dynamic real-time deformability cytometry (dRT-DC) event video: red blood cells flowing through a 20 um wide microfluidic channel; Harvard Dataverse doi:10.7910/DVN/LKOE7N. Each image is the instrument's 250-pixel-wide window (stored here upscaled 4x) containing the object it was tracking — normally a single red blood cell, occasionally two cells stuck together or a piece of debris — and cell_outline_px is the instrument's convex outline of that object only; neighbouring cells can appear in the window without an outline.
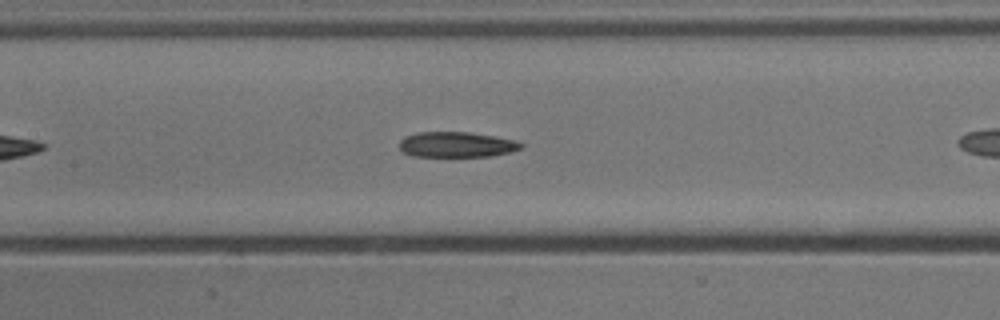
{"species": "common noctule bat (a hibernating species)", "species_latin": "Nyctalus noctula", "temperature_condition": "cold", "stored_images_in_passage": 30, "camera_frame_rate_fps": 3000, "um_per_image_px": 0.085, "animal": {"sex": "male", "body_mass_g": 13.3}, "frame": {"image": 1, "passage_image": 13, "time_ms": 4.0, "image_size_px": [1000, 320], "cell_outline_px": [[524, 148], [492, 156], [412, 156], [404, 152], [400, 148], [400, 140], [404, 136], [416, 132], [468, 132], [516, 140], [524, 144]], "centroid_in_image_um": [38.81, 12.28], "position_along_channel_um": 168.6, "area_um2": 17.98}}
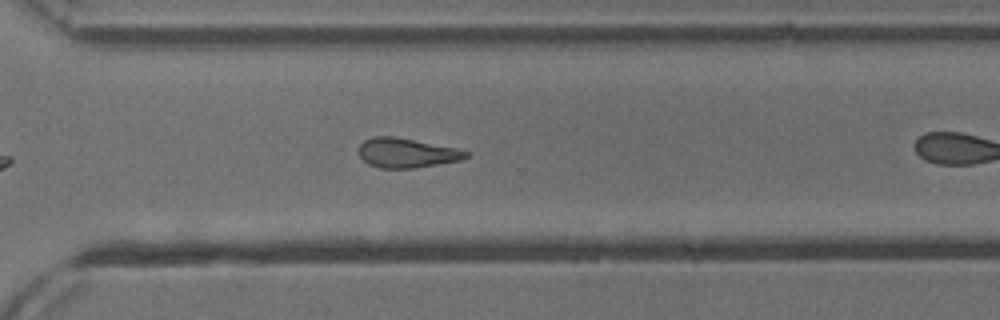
{"frame": {"image": 2, "passage_image": 26, "time_ms": 8.333, "image_size_px": [1000, 320], "cell_outline_px": [[472, 152], [468, 156], [460, 160], [412, 168], [380, 168], [368, 164], [360, 156], [360, 144], [364, 140], [372, 136], [392, 136], [456, 148]], "centroid_in_image_um": [34.56, 12.99], "position_along_channel_um": 336.0, "area_um2": 18.21}}